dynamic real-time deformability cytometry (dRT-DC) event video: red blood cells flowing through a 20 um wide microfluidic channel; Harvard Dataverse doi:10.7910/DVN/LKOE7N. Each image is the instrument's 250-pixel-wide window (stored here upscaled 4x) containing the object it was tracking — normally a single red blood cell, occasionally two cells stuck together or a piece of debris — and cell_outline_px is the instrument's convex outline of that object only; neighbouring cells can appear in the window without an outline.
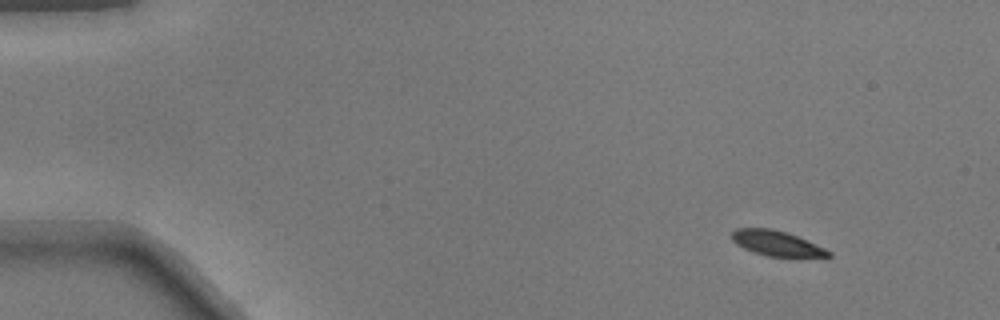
{"species": "common noctule bat (a hibernating species)", "species_latin": "Nyctalus noctula", "temperature_condition": "warm", "stored_images_in_passage": 47, "camera_frame_rate_fps": 3000, "um_per_image_px": 0.085, "animal": {"sex": "male", "body_mass_g": 17.9}, "frame": {"image": 1, "passage_image": 1, "time_ms": 0.0, "image_size_px": [1000, 320], "cell_outline_px": [[832, 256], [768, 256], [744, 248], [736, 244], [732, 240], [732, 232], [736, 228], [772, 228], [788, 232], [824, 248], [832, 252]], "centroid_in_image_um": [65.99, 20.65], "position_along_channel_um": 19.0, "area_um2": 13.87}}
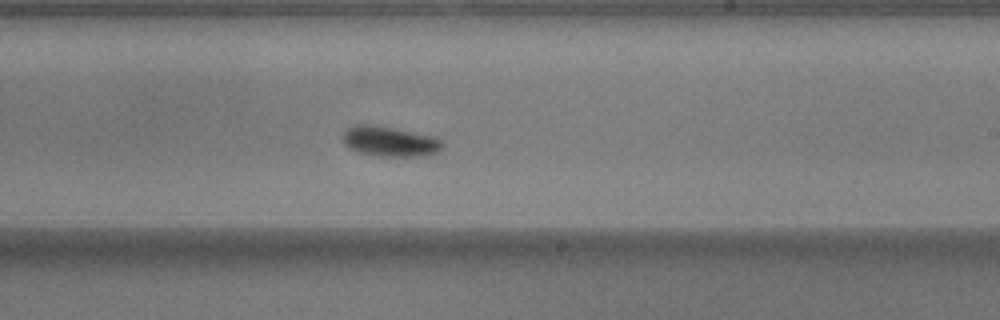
{"frame": {"image": 2, "passage_image": 27, "time_ms": 8.667, "image_size_px": [1000, 320], "cell_outline_px": [[444, 144], [436, 152], [420, 156], [380, 156], [360, 152], [348, 148], [344, 144], [344, 132], [348, 128], [356, 124], [372, 124], [436, 136]], "centroid_in_image_um": [33.13, 12.01], "position_along_channel_um": 255.9, "area_um2": 17.34}}
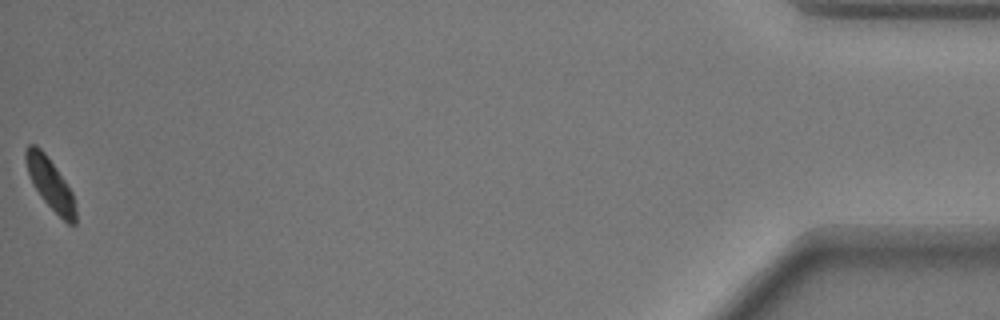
{"frame": {"image": 3, "passage_image": 47, "time_ms": 15.333, "image_size_px": [1000, 320], "cell_outline_px": [[76, 224], [68, 224], [44, 200], [32, 184], [24, 160], [24, 148], [28, 144], [36, 144], [44, 152], [56, 168], [72, 192], [76, 212]], "centroid_in_image_um": [4.23, 15.57], "position_along_channel_um": 431.0, "area_um2": 14.68}}